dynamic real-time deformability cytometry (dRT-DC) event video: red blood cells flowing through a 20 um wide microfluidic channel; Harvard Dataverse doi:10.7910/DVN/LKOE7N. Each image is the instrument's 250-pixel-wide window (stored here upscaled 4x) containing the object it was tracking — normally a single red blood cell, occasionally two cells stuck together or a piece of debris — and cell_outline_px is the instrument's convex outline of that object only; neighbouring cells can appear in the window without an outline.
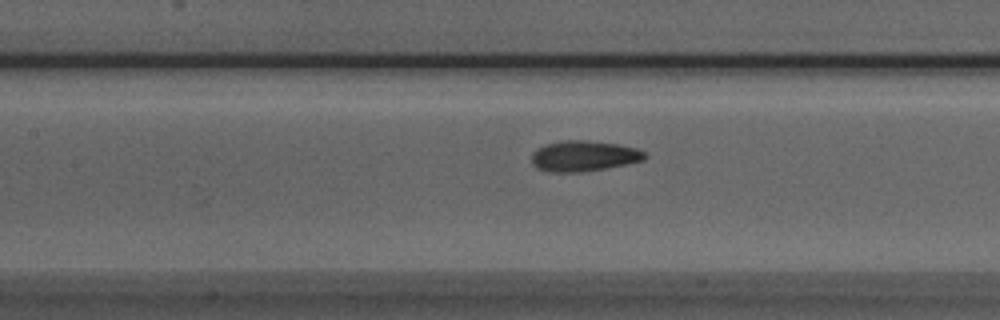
{"species": "Egyptian fruit bat (a non-hibernating species)", "species_latin": "Rousettus aegyptiacus", "temperature_condition": "room temperature", "stored_images_in_passage": 28, "camera_frame_rate_fps": 3000, "um_per_image_px": 0.085, "animal": {"sex": "male"}, "frame": {"image": 1, "passage_image": 19, "time_ms": 6.0, "image_size_px": [1000, 320], "cell_outline_px": [[648, 156], [644, 160], [604, 168], [580, 172], [548, 172], [536, 168], [532, 164], [532, 152], [536, 148], [544, 144], [564, 140], [584, 140], [616, 144], [636, 148], [644, 152]], "centroid_in_image_um": [49.57, 13.26], "position_along_channel_um": 157.8, "area_um2": 20.17}}
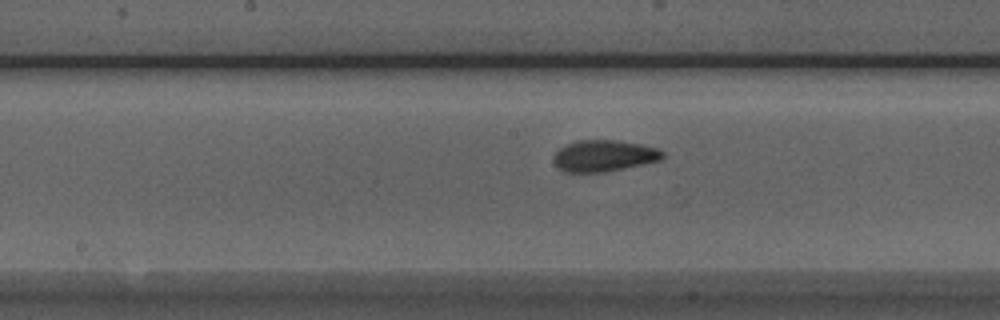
{"frame": {"image": 2, "passage_image": 22, "time_ms": 7.0, "image_size_px": [1000, 320], "cell_outline_px": [[664, 156], [660, 160], [644, 164], [604, 172], [564, 172], [552, 160], [556, 152], [560, 148], [576, 140], [616, 140], [640, 144], [656, 148], [664, 152]], "centroid_in_image_um": [51.34, 13.24], "position_along_channel_um": 196.9, "area_um2": 19.83}}
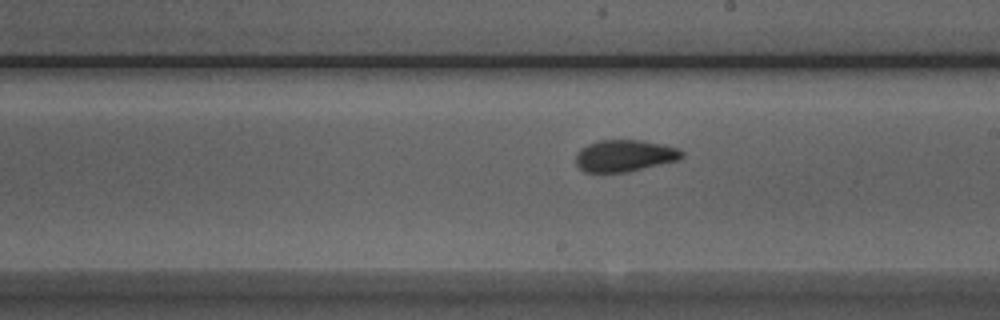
{"frame": {"image": 3, "passage_image": 25, "time_ms": 8.0, "image_size_px": [1000, 320], "cell_outline_px": [[684, 156], [676, 160], [628, 172], [584, 172], [576, 164], [576, 152], [580, 148], [596, 140], [640, 140], [664, 144], [676, 148], [684, 152]], "centroid_in_image_um": [53.05, 13.23], "position_along_channel_um": 235.9, "area_um2": 19.65}}